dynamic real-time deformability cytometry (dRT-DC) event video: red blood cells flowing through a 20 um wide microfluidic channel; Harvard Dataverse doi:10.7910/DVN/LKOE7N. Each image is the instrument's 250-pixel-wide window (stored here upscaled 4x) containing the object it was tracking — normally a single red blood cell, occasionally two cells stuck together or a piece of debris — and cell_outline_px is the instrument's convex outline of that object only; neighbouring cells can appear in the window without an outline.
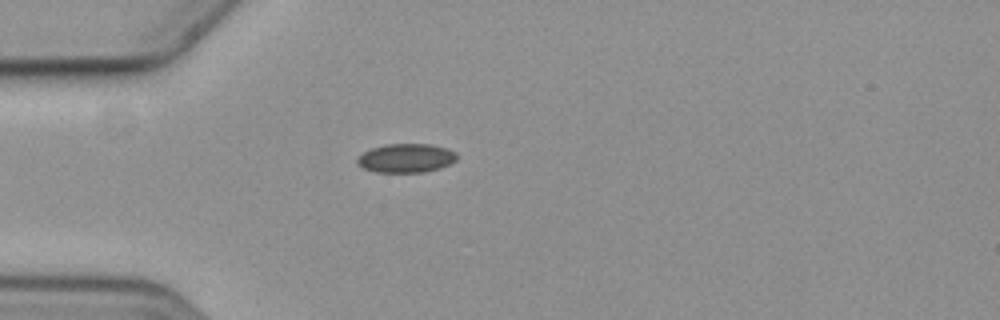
{"species": "common noctule bat (a hibernating species)", "species_latin": "Nyctalus noctula", "temperature_condition": "cold", "stored_images_in_passage": 5, "camera_frame_rate_fps": 3000, "um_per_image_px": 0.085, "animal": {"sex": "female", "body_mass_g": 19.3, "forearm_length_mm": 54.1}, "frame": {"image": 1, "passage_image": 5, "time_ms": 5.667, "image_size_px": [1000, 320], "cell_outline_px": [[460, 156], [456, 160], [440, 168], [424, 172], [376, 172], [364, 168], [356, 164], [356, 160], [364, 152], [372, 148], [388, 144], [428, 144], [448, 148], [456, 152]], "centroid_in_image_um": [34.55, 13.44], "position_along_channel_um": 50.5, "area_um2": 16.76}}